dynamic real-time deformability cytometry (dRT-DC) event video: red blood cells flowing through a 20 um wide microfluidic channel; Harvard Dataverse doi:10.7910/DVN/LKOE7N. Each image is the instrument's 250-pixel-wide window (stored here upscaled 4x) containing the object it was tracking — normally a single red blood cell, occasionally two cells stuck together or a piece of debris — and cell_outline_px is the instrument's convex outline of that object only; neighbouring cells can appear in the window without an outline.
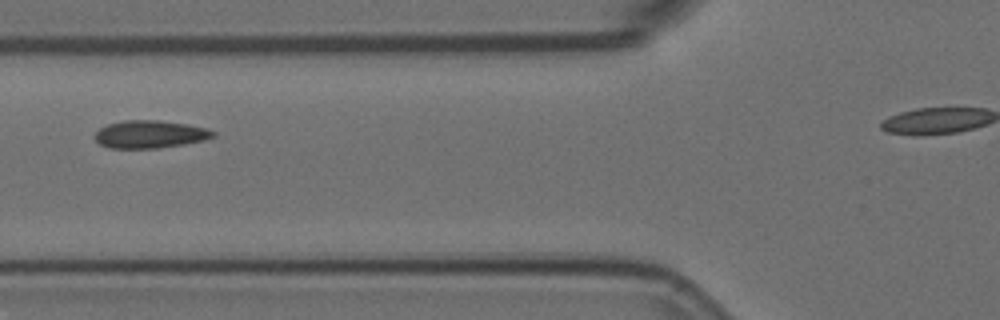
{"species": "Egyptian fruit bat (a non-hibernating species)", "species_latin": "Rousettus aegyptiacus", "temperature_condition": "room temperature", "stored_images_in_passage": 4, "camera_frame_rate_fps": 3000, "um_per_image_px": 0.085, "animal": {"sex": "female"}, "frame": {"image": 1, "passage_image": 2, "time_ms": 0.333, "image_size_px": [1000, 320], "cell_outline_px": [[216, 136], [204, 140], [184, 144], [160, 148], [108, 148], [100, 144], [92, 136], [100, 128], [108, 124], [124, 120], [160, 120], [188, 124], [204, 128], [216, 132]], "centroid_in_image_um": [12.73, 11.41], "position_along_channel_um": 113.1, "area_um2": 19.19}}
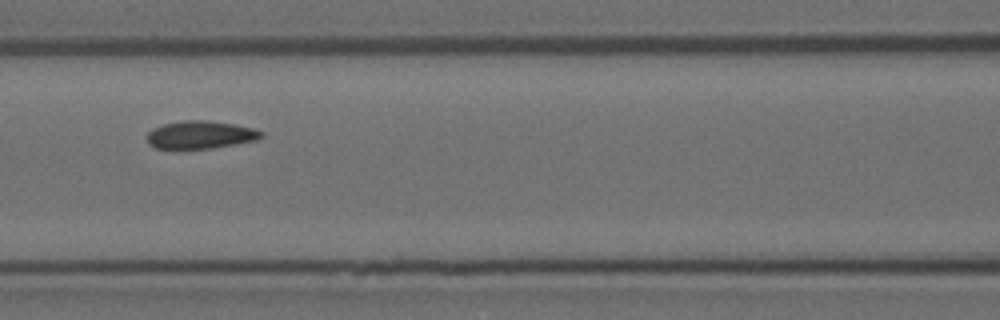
{"frame": {"image": 2, "passage_image": 3, "time_ms": 0.667, "image_size_px": [1000, 320], "cell_outline_px": [[264, 136], [256, 140], [236, 144], [212, 148], [156, 148], [148, 144], [148, 132], [152, 128], [164, 124], [184, 120], [204, 120], [232, 124], [252, 128], [264, 132]], "centroid_in_image_um": [17.04, 11.45], "position_along_channel_um": 149.6, "area_um2": 18.32}}
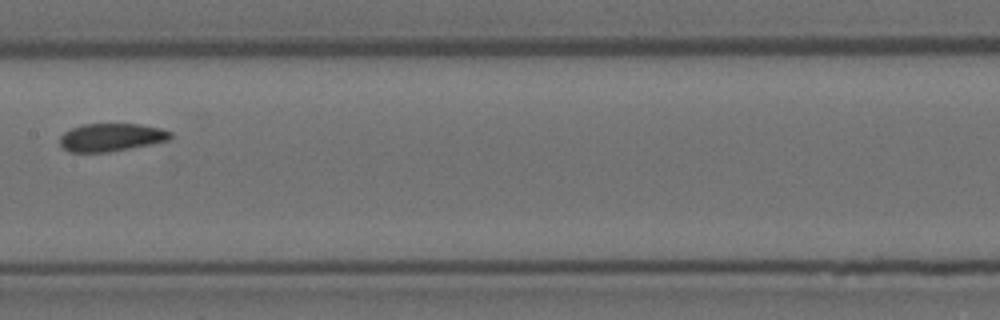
{"frame": {"image": 3, "passage_image": 4, "time_ms": 1.0, "image_size_px": [1000, 320], "cell_outline_px": [[172, 136], [168, 140], [152, 144], [108, 152], [68, 152], [60, 148], [60, 136], [64, 132], [80, 124], [140, 124], [160, 128], [172, 132]], "centroid_in_image_um": [9.42, 11.67], "position_along_channel_um": 198.0, "area_um2": 18.15}}